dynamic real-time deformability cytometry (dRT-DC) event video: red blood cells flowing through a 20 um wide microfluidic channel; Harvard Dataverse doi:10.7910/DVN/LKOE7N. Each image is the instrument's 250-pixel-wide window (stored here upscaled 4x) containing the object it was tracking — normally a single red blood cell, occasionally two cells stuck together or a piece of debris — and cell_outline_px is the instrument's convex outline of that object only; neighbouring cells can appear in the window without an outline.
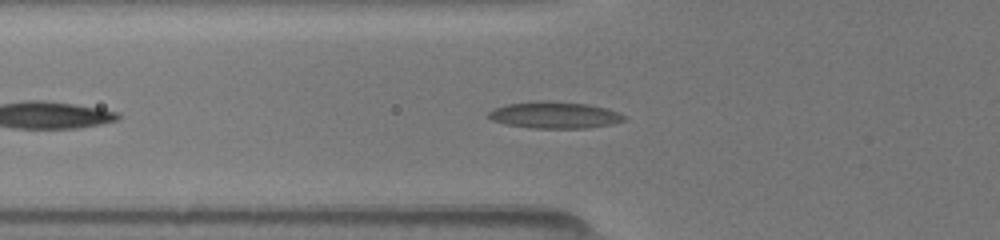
{"species": "common noctule bat (a hibernating species)", "species_latin": "Nyctalus noctula", "temperature_condition": "room temperature", "stored_images_in_passage": 19, "camera_frame_rate_fps": 3000, "um_per_image_px": 0.085, "animal": {"sex": "female", "body_mass_g": 19.5, "forearm_length_mm": 54.1}, "frame": {"image": 1, "passage_image": 12, "time_ms": 3.667, "image_size_px": [1000, 240], "cell_outline_px": [[624, 120], [612, 124], [588, 128], [532, 128], [504, 124], [492, 120], [488, 116], [488, 112], [492, 108], [508, 104], [536, 100], [548, 100], [588, 104], [620, 112], [624, 116]], "centroid_in_image_um": [47.1, 9.77], "position_along_channel_um": 78.7, "area_um2": 21.21}}